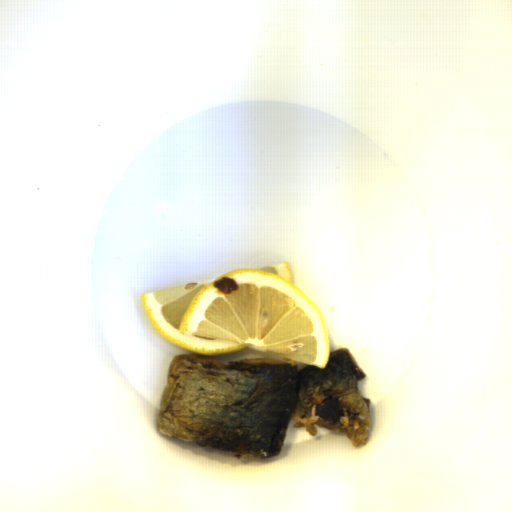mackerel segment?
<instances>
[{"label": "mackerel segment", "mask_w": 512, "mask_h": 512, "mask_svg": "<svg viewBox=\"0 0 512 512\" xmlns=\"http://www.w3.org/2000/svg\"><path fill=\"white\" fill-rule=\"evenodd\" d=\"M366 377L347 347L329 353L325 368L273 358L224 361L180 354L171 362L160 402L159 433L238 460L276 457L291 420L315 437L337 431L352 445H367Z\"/></svg>", "instance_id": "mackerel-segment-1"}]
</instances>
